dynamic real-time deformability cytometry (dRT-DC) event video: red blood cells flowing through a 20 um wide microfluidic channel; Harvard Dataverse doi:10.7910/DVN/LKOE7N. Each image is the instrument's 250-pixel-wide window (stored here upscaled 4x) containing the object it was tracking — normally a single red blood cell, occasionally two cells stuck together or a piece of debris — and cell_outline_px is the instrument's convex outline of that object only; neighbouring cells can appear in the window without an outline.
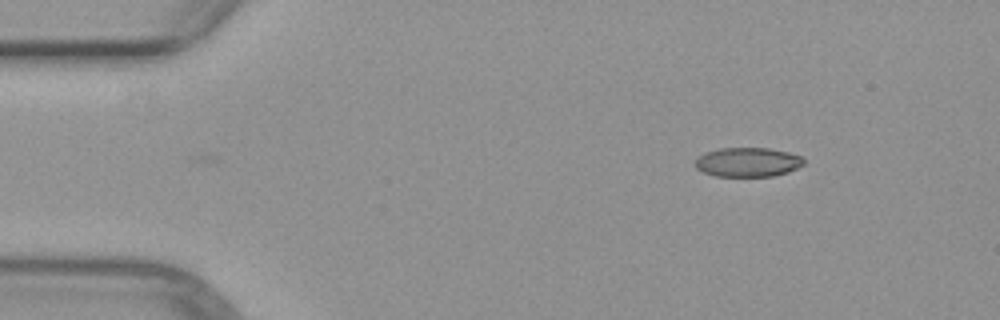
{"species": "common noctule bat (a hibernating species)", "species_latin": "Nyctalus noctula", "temperature_condition": "warm", "stored_images_in_passage": 10, "camera_frame_rate_fps": 3000, "um_per_image_px": 0.085, "animal": {"sex": "female", "body_mass_g": 29.2, "forearm_length_mm": 56.3}, "frame": {"image": 1, "passage_image": 1, "time_ms": 0.0, "image_size_px": [1000, 320], "cell_outline_px": [[804, 164], [788, 172], [772, 176], [716, 176], [704, 172], [696, 168], [696, 160], [700, 156], [708, 152], [720, 148], [768, 148], [788, 152], [800, 156], [804, 160]], "centroid_in_image_um": [63.58, 13.78], "position_along_channel_um": 21.4, "area_um2": 18.26}}
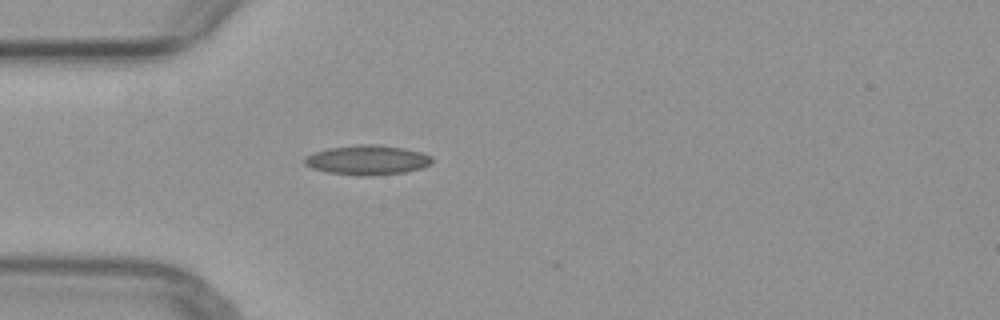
{"frame": {"image": 2, "passage_image": 9, "time_ms": 2.667, "image_size_px": [1000, 320], "cell_outline_px": [[432, 164], [420, 168], [404, 172], [368, 176], [360, 176], [328, 172], [312, 168], [304, 164], [304, 160], [308, 156], [316, 152], [328, 148], [360, 144], [368, 144], [404, 148], [424, 152], [432, 156]], "centroid_in_image_um": [31.26, 13.6], "position_along_channel_um": 53.7, "area_um2": 21.85}}